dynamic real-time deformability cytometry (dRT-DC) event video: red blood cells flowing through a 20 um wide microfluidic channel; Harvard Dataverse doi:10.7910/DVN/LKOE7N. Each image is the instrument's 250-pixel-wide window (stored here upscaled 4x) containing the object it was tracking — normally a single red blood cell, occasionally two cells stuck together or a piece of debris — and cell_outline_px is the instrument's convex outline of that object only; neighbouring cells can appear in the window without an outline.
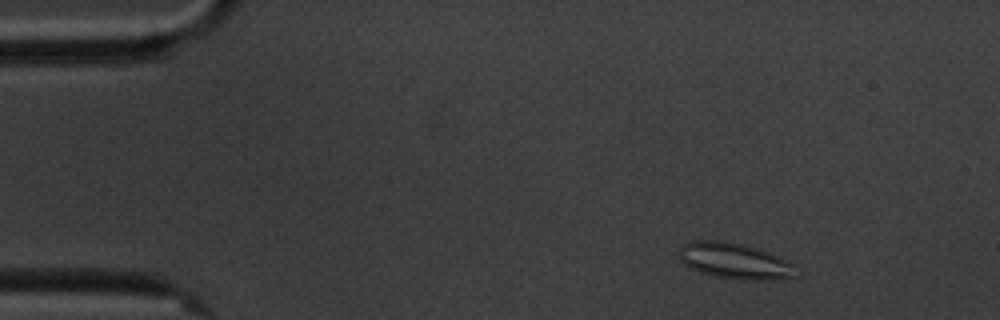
{"species": "common noctule bat (a hibernating species)", "species_latin": "Nyctalus noctula", "temperature_condition": "cold", "stored_images_in_passage": 5, "camera_frame_rate_fps": 3000, "um_per_image_px": 0.085, "animal": {"sex": "male", "body_mass_g": 20.1, "forearm_length_mm": 53.5}, "frame": {"image": 1, "passage_image": 1, "time_ms": 0.0, "image_size_px": [1000, 320], "cell_outline_px": [[792, 276], [772, 280], [740, 280], [716, 276], [700, 272], [684, 264], [680, 260], [680, 248], [688, 240], [728, 240], [744, 244], [768, 252], [792, 264]], "centroid_in_image_um": [62.35, 22.15], "position_along_channel_um": 22.7, "area_um2": 24.16}}
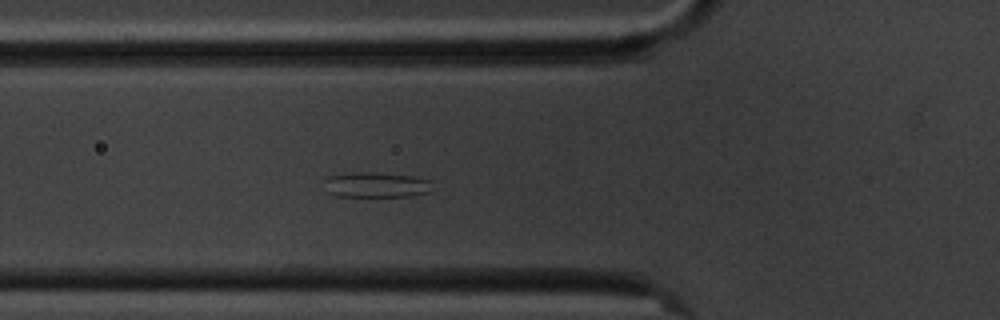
{"frame": {"image": 2, "passage_image": 5, "time_ms": 4.333, "image_size_px": [1000, 320], "cell_outline_px": [[432, 180], [428, 192], [412, 196], [336, 196], [328, 192], [324, 180], [328, 176], [348, 172], [372, 172], [412, 176]], "centroid_in_image_um": [31.95, 15.7], "position_along_channel_um": 93.9, "area_um2": 15.9}}